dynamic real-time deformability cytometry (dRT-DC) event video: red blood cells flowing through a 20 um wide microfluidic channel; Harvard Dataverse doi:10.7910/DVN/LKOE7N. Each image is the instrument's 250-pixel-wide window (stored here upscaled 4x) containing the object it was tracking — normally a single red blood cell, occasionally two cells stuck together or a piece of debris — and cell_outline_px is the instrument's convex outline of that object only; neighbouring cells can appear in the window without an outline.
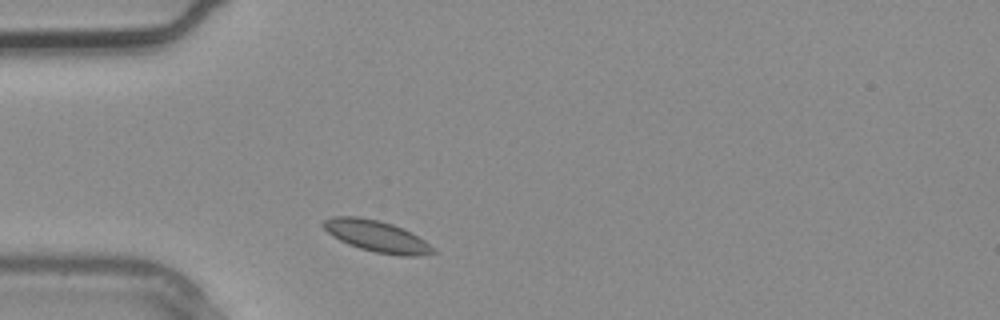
{"species": "common noctule bat (a hibernating species)", "species_latin": "Nyctalus noctula", "temperature_condition": "warm", "stored_images_in_passage": 1, "camera_frame_rate_fps": 3000, "um_per_image_px": 0.085, "animal": {"sex": "male", "body_mass_g": 20.4}, "frame": {"image": 1, "passage_image": 1, "time_ms": 0.0, "image_size_px": [1000, 320], "cell_outline_px": [[436, 252], [420, 256], [400, 256], [376, 252], [360, 248], [348, 244], [332, 236], [320, 224], [324, 220], [332, 216], [360, 216], [380, 220], [392, 224], [412, 232], [436, 248]], "centroid_in_image_um": [32.03, 20.07], "position_along_channel_um": 53.0, "area_um2": 20.29}}